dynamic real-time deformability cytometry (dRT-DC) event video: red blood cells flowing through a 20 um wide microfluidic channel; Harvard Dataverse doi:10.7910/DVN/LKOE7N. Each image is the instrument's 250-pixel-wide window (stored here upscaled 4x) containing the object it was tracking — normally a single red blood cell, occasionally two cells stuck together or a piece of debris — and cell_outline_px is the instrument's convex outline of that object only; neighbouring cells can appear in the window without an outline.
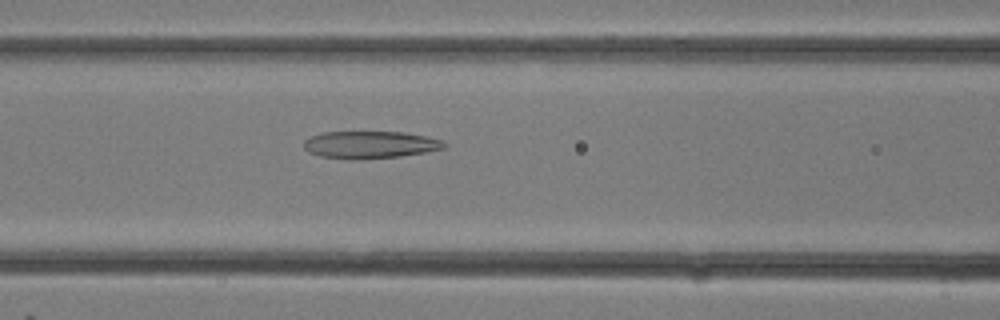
{"species": "common noctule bat (a hibernating species)", "species_latin": "Nyctalus noctula", "temperature_condition": "room temperature", "stored_images_in_passage": 6, "camera_frame_rate_fps": 3000, "um_per_image_px": 0.085, "animal": {"sex": "female"}, "frame": {"image": 1, "passage_image": 4, "time_ms": 1.0, "image_size_px": [1000, 320], "cell_outline_px": [[448, 148], [400, 156], [360, 160], [344, 160], [320, 156], [308, 152], [304, 148], [304, 140], [312, 136], [324, 132], [404, 132], [428, 136], [444, 140], [448, 144]], "centroid_in_image_um": [31.5, 12.31], "position_along_channel_um": 135.1, "area_um2": 22.77}}
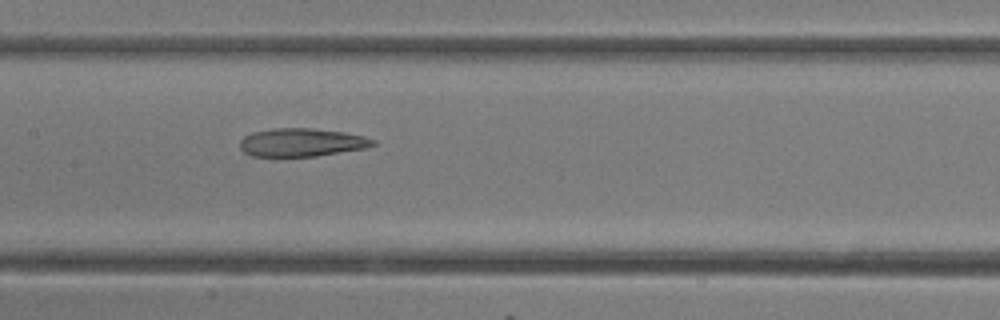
{"frame": {"image": 2, "passage_image": 6, "time_ms": 1.667, "image_size_px": [1000, 320], "cell_outline_px": [[376, 144], [364, 148], [316, 156], [276, 160], [252, 156], [244, 152], [240, 148], [240, 140], [244, 136], [252, 132], [272, 128], [312, 128], [344, 132], [364, 136], [376, 140]], "centroid_in_image_um": [25.55, 12.15], "position_along_channel_um": 181.8, "area_um2": 22.77}}